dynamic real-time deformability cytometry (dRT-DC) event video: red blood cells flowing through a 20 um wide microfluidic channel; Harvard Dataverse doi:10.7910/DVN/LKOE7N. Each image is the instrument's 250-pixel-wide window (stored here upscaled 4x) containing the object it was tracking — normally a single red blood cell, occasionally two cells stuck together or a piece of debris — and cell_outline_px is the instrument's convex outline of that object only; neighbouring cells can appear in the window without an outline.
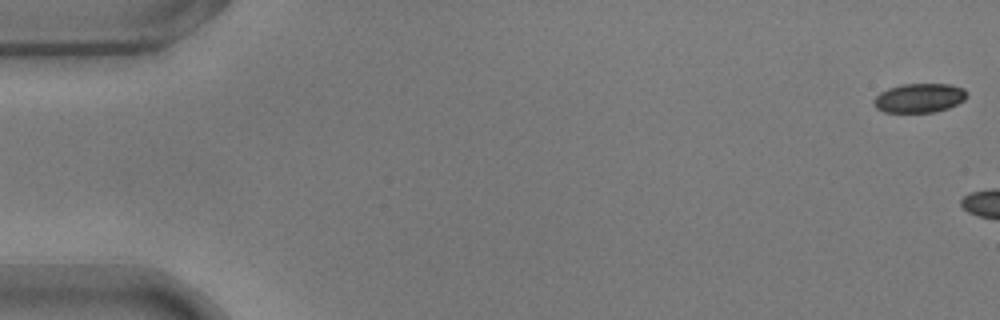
{"species": "common noctule bat (a hibernating species)", "species_latin": "Nyctalus noctula", "temperature_condition": "warm", "stored_images_in_passage": 5, "camera_frame_rate_fps": 3000, "um_per_image_px": 0.085, "animal": {"sex": "male", "body_mass_g": 17.9}, "frame": {"image": 1, "passage_image": 1, "time_ms": 0.0, "image_size_px": [1000, 320], "cell_outline_px": [[968, 92], [964, 100], [948, 108], [936, 112], [884, 112], [876, 108], [872, 100], [880, 92], [888, 88], [900, 84], [952, 84], [964, 88]], "centroid_in_image_um": [78.14, 8.32], "position_along_channel_um": 6.9, "area_um2": 15.95}}